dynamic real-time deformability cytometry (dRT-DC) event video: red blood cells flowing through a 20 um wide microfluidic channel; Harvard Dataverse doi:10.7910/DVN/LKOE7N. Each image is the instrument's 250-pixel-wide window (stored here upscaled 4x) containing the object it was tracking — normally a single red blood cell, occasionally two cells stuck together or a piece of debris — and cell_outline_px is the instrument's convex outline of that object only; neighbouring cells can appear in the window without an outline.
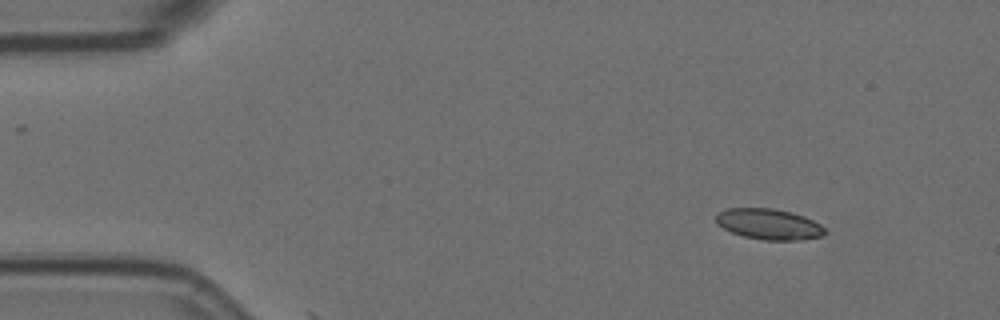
{"species": "Egyptian fruit bat (a non-hibernating species)", "species_latin": "Rousettus aegyptiacus", "temperature_condition": "room temperature", "stored_images_in_passage": 4, "segment_of_instrument_passage": [1, 2], "camera_frame_rate_fps": 3000, "um_per_image_px": 0.085, "animal": {"sex": "female"}, "frame": {"image": 1, "passage_image": 1, "time_ms": 0.0, "image_size_px": [1000, 320], "cell_outline_px": [[824, 232], [820, 236], [800, 240], [764, 240], [744, 236], [732, 232], [716, 224], [716, 216], [720, 212], [728, 208], [772, 208], [792, 212], [804, 216], [820, 224], [824, 228]], "centroid_in_image_um": [65.34, 19.04], "position_along_channel_um": 19.7, "area_um2": 19.31}}